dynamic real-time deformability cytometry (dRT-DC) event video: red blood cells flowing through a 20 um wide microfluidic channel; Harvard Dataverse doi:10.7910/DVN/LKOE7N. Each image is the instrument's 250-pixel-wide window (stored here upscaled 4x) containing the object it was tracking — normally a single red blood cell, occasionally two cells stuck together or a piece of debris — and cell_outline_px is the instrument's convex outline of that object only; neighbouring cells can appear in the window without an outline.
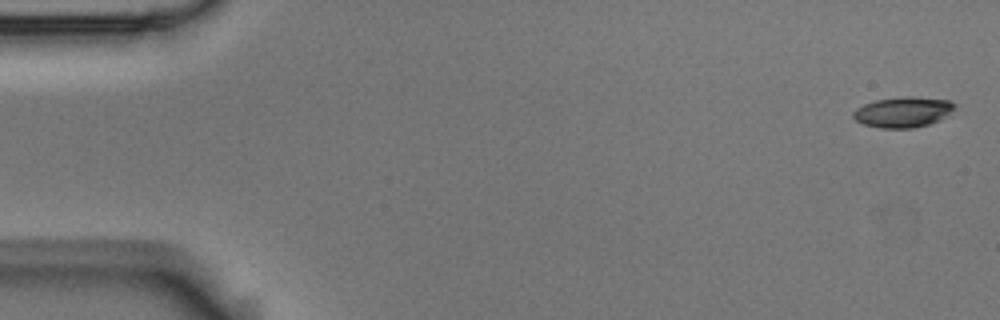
{"species": "Egyptian fruit bat (a non-hibernating species)", "species_latin": "Rousettus aegyptiacus", "temperature_condition": "room temperature", "stored_images_in_passage": 13, "camera_frame_rate_fps": 3000, "um_per_image_px": 0.085, "animal": {"sex": "male"}, "frame": {"image": 1, "passage_image": 1, "time_ms": 0.0, "image_size_px": [1000, 320], "cell_outline_px": [[956, 104], [940, 120], [928, 124], [912, 128], [880, 128], [864, 124], [856, 120], [852, 116], [852, 112], [856, 108], [864, 104], [876, 100], [900, 96], [916, 96], [948, 100]], "centroid_in_image_um": [76.71, 9.51], "position_along_channel_um": 8.3, "area_um2": 17.92}}
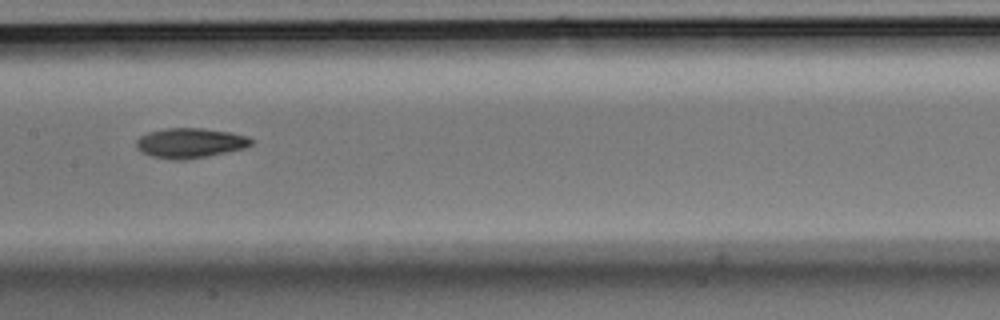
{"frame": {"image": 2, "passage_image": 7, "time_ms": 2.0, "image_size_px": [1000, 320], "cell_outline_px": [[252, 144], [244, 148], [184, 160], [172, 160], [152, 156], [136, 148], [136, 140], [140, 136], [148, 132], [168, 128], [204, 128], [232, 132], [248, 136], [252, 140]], "centroid_in_image_um": [16.15, 12.14], "position_along_channel_um": 191.2, "area_um2": 19.88}}
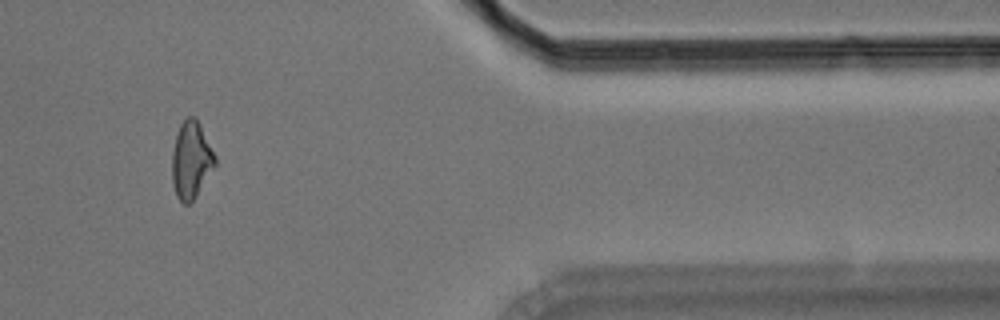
{"frame": {"image": 3, "passage_image": 12, "time_ms": 3.667, "image_size_px": [1000, 320], "cell_outline_px": [[216, 164], [196, 196], [188, 204], [184, 204], [176, 196], [172, 184], [172, 152], [176, 132], [180, 124], [188, 116], [196, 116], [216, 156]], "centroid_in_image_um": [16.24, 13.58], "position_along_channel_um": 395.2, "area_um2": 19.42}}